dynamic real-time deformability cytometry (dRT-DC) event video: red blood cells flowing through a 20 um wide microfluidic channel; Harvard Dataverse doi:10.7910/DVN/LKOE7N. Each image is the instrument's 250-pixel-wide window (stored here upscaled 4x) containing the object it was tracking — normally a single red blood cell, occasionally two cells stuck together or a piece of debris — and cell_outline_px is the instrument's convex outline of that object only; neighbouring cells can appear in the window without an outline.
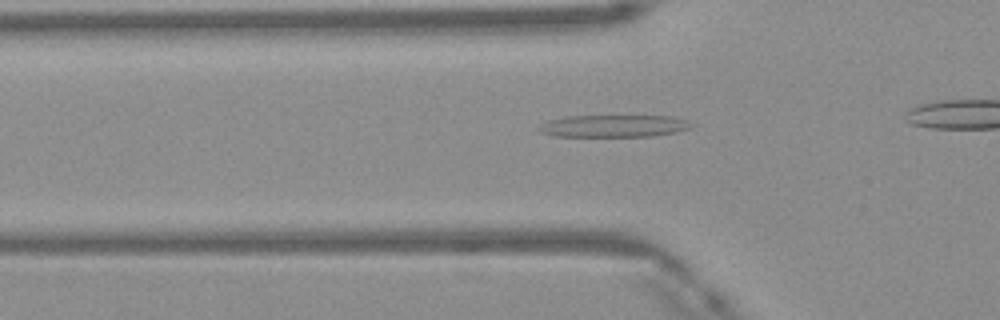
{"species": "Egyptian fruit bat (a non-hibernating species)", "species_latin": "Rousettus aegyptiacus", "temperature_condition": "warm", "stored_images_in_passage": 25, "camera_frame_rate_fps": 3000, "um_per_image_px": 0.085, "frame": {"image": 1, "passage_image": 2, "time_ms": 0.333, "image_size_px": [1000, 320], "cell_outline_px": [[696, 124], [692, 128], [676, 132], [652, 136], [556, 136], [540, 132], [536, 128], [540, 124], [548, 120], [564, 116], [672, 116], [688, 120]], "centroid_in_image_um": [52.2, 10.7], "position_along_channel_um": 73.6, "area_um2": 19.94}}
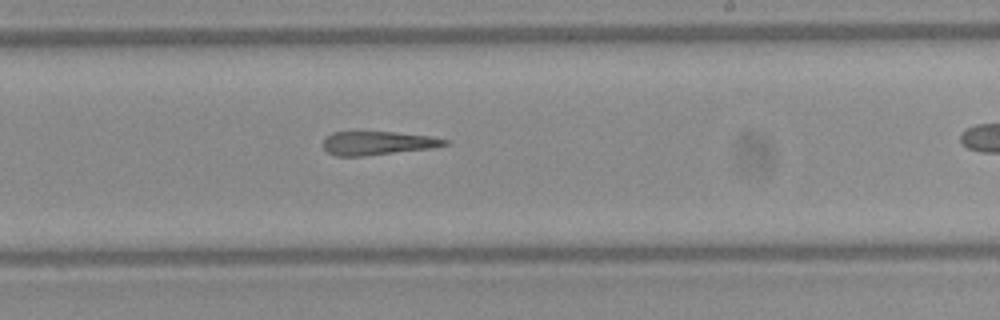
{"frame": {"image": 2, "passage_image": 15, "time_ms": 4.667, "image_size_px": [1000, 320], "cell_outline_px": [[448, 144], [432, 148], [364, 156], [336, 156], [328, 152], [320, 144], [324, 136], [332, 132], [396, 132], [432, 136], [448, 140]], "centroid_in_image_um": [32.05, 12.16], "position_along_channel_um": 257.0, "area_um2": 16.94}}
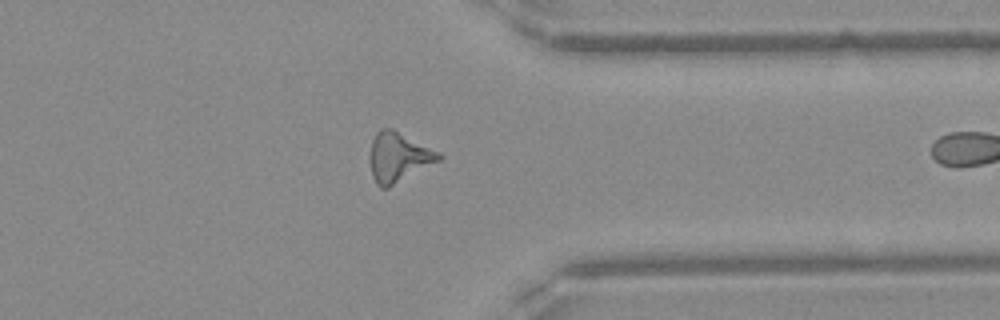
{"frame": {"image": 3, "passage_image": 24, "time_ms": 7.667, "image_size_px": [1000, 320], "cell_outline_px": [[444, 156], [440, 160], [388, 188], [380, 188], [376, 184], [372, 176], [368, 156], [372, 140], [376, 132], [380, 128], [392, 128], [440, 152]], "centroid_in_image_um": [33.84, 13.36], "position_along_channel_um": 377.6, "area_um2": 20.11}}